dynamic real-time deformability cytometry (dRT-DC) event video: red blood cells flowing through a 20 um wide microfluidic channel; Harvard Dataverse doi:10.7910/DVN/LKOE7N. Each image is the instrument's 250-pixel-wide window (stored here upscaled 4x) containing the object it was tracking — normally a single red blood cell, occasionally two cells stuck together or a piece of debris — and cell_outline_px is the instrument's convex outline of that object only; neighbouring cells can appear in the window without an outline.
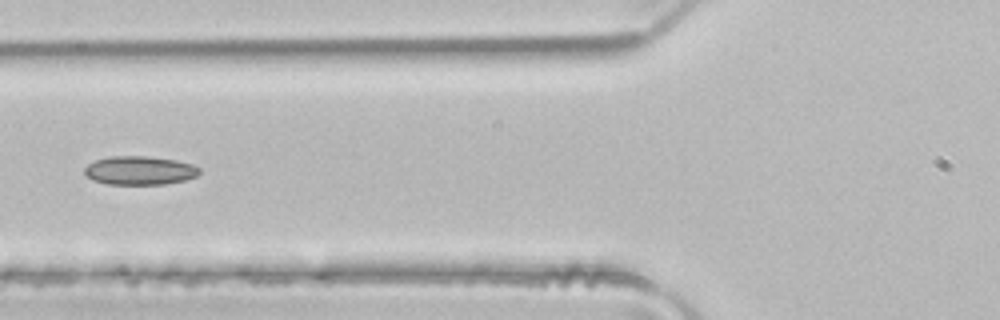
{"species": "common noctule bat (a hibernating species)", "species_latin": "Nyctalus noctula", "temperature_condition": "room temperature", "stored_images_in_passage": 4, "camera_frame_rate_fps": 3000, "um_per_image_px": 0.085, "animal": {"sex": "male", "body_mass_g": 21.5, "forearm_length_mm": 52.0}, "frame": {"image": 1, "passage_image": 4, "time_ms": 1.0, "image_size_px": [1000, 320], "cell_outline_px": [[200, 172], [196, 176], [184, 180], [164, 184], [108, 184], [92, 180], [84, 172], [84, 168], [88, 164], [96, 160], [112, 156], [148, 156], [176, 160], [192, 164], [200, 168]], "centroid_in_image_um": [11.87, 14.48], "position_along_channel_um": 113.9, "area_um2": 19.13}}